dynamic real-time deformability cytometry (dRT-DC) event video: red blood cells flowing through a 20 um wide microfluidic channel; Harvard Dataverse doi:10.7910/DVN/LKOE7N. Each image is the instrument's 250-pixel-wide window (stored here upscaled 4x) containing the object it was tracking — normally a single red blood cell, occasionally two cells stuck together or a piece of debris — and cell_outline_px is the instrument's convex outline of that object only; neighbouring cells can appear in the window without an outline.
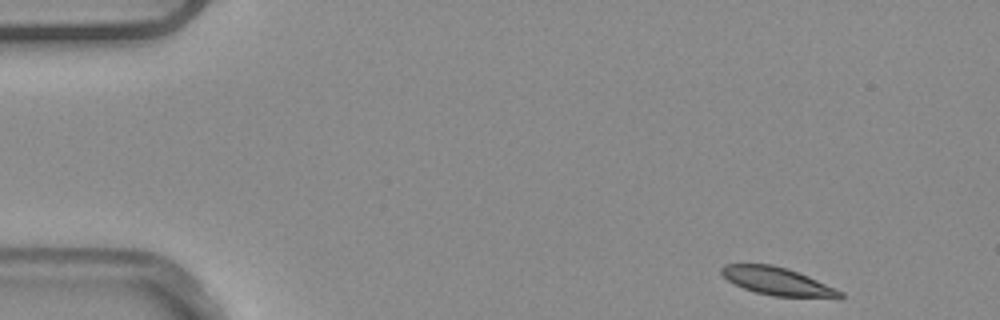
{"species": "common noctule bat (a hibernating species)", "species_latin": "Nyctalus noctula", "temperature_condition": "warm", "stored_images_in_passage": 3, "camera_frame_rate_fps": 3000, "um_per_image_px": 0.085, "animal": {"sex": "male", "body_mass_g": 20.4}, "frame": {"image": 1, "passage_image": 1, "time_ms": 0.0, "image_size_px": [1000, 320], "cell_outline_px": [[844, 296], [840, 300], [836, 300], [772, 296], [756, 292], [744, 288], [728, 280], [720, 272], [720, 268], [724, 264], [772, 264], [788, 268], [808, 276], [836, 288], [844, 292]], "centroid_in_image_um": [66.21, 23.95], "position_along_channel_um": 18.8, "area_um2": 19.88}}
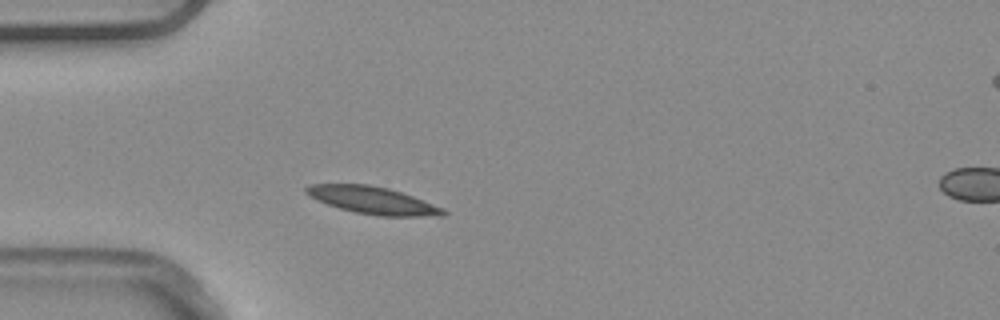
{"frame": {"image": 2, "passage_image": 3, "time_ms": 0.667, "image_size_px": [1000, 320], "cell_outline_px": [[448, 212], [444, 216], [380, 216], [356, 212], [340, 208], [328, 204], [308, 196], [304, 192], [304, 188], [308, 184], [368, 184], [388, 188], [412, 196], [444, 208]], "centroid_in_image_um": [31.68, 17.02], "position_along_channel_um": 53.3, "area_um2": 21.73}}